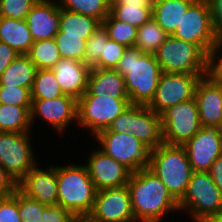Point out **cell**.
I'll list each match as a JSON object with an SVG mask.
<instances>
[{"instance_id": "obj_40", "label": "cell", "mask_w": 222, "mask_h": 222, "mask_svg": "<svg viewBox=\"0 0 222 222\" xmlns=\"http://www.w3.org/2000/svg\"><path fill=\"white\" fill-rule=\"evenodd\" d=\"M0 222H22L19 214V189L7 197L0 198Z\"/></svg>"}, {"instance_id": "obj_25", "label": "cell", "mask_w": 222, "mask_h": 222, "mask_svg": "<svg viewBox=\"0 0 222 222\" xmlns=\"http://www.w3.org/2000/svg\"><path fill=\"white\" fill-rule=\"evenodd\" d=\"M37 67L27 55H18L0 75V86L32 89Z\"/></svg>"}, {"instance_id": "obj_13", "label": "cell", "mask_w": 222, "mask_h": 222, "mask_svg": "<svg viewBox=\"0 0 222 222\" xmlns=\"http://www.w3.org/2000/svg\"><path fill=\"white\" fill-rule=\"evenodd\" d=\"M91 222H135L127 185L97 191Z\"/></svg>"}, {"instance_id": "obj_41", "label": "cell", "mask_w": 222, "mask_h": 222, "mask_svg": "<svg viewBox=\"0 0 222 222\" xmlns=\"http://www.w3.org/2000/svg\"><path fill=\"white\" fill-rule=\"evenodd\" d=\"M74 215L61 205H48L38 222H70Z\"/></svg>"}, {"instance_id": "obj_17", "label": "cell", "mask_w": 222, "mask_h": 222, "mask_svg": "<svg viewBox=\"0 0 222 222\" xmlns=\"http://www.w3.org/2000/svg\"><path fill=\"white\" fill-rule=\"evenodd\" d=\"M41 162L33 167L17 184V188L26 196L45 205H58V184L56 165L42 168ZM40 167V168H39Z\"/></svg>"}, {"instance_id": "obj_29", "label": "cell", "mask_w": 222, "mask_h": 222, "mask_svg": "<svg viewBox=\"0 0 222 222\" xmlns=\"http://www.w3.org/2000/svg\"><path fill=\"white\" fill-rule=\"evenodd\" d=\"M27 56L37 69H52L61 59L54 38L34 41Z\"/></svg>"}, {"instance_id": "obj_8", "label": "cell", "mask_w": 222, "mask_h": 222, "mask_svg": "<svg viewBox=\"0 0 222 222\" xmlns=\"http://www.w3.org/2000/svg\"><path fill=\"white\" fill-rule=\"evenodd\" d=\"M172 36L197 44L207 55L218 47L208 0H196L183 14V18Z\"/></svg>"}, {"instance_id": "obj_34", "label": "cell", "mask_w": 222, "mask_h": 222, "mask_svg": "<svg viewBox=\"0 0 222 222\" xmlns=\"http://www.w3.org/2000/svg\"><path fill=\"white\" fill-rule=\"evenodd\" d=\"M109 14L118 21H124L139 28L152 18V8L133 6H110Z\"/></svg>"}, {"instance_id": "obj_16", "label": "cell", "mask_w": 222, "mask_h": 222, "mask_svg": "<svg viewBox=\"0 0 222 222\" xmlns=\"http://www.w3.org/2000/svg\"><path fill=\"white\" fill-rule=\"evenodd\" d=\"M183 147L194 172H209L222 155V132L219 128L202 127Z\"/></svg>"}, {"instance_id": "obj_15", "label": "cell", "mask_w": 222, "mask_h": 222, "mask_svg": "<svg viewBox=\"0 0 222 222\" xmlns=\"http://www.w3.org/2000/svg\"><path fill=\"white\" fill-rule=\"evenodd\" d=\"M84 165L97 191L127 185L132 172L99 148L91 150Z\"/></svg>"}, {"instance_id": "obj_10", "label": "cell", "mask_w": 222, "mask_h": 222, "mask_svg": "<svg viewBox=\"0 0 222 222\" xmlns=\"http://www.w3.org/2000/svg\"><path fill=\"white\" fill-rule=\"evenodd\" d=\"M31 132H0V163L18 184L38 164Z\"/></svg>"}, {"instance_id": "obj_28", "label": "cell", "mask_w": 222, "mask_h": 222, "mask_svg": "<svg viewBox=\"0 0 222 222\" xmlns=\"http://www.w3.org/2000/svg\"><path fill=\"white\" fill-rule=\"evenodd\" d=\"M167 37L168 34L152 17L137 29V38L134 47L143 53L155 54Z\"/></svg>"}, {"instance_id": "obj_35", "label": "cell", "mask_w": 222, "mask_h": 222, "mask_svg": "<svg viewBox=\"0 0 222 222\" xmlns=\"http://www.w3.org/2000/svg\"><path fill=\"white\" fill-rule=\"evenodd\" d=\"M108 39L107 30L102 24H100L87 39L83 62L90 68H92L100 59L101 53H103L104 43H106Z\"/></svg>"}, {"instance_id": "obj_26", "label": "cell", "mask_w": 222, "mask_h": 222, "mask_svg": "<svg viewBox=\"0 0 222 222\" xmlns=\"http://www.w3.org/2000/svg\"><path fill=\"white\" fill-rule=\"evenodd\" d=\"M31 107L0 104V132H31Z\"/></svg>"}, {"instance_id": "obj_32", "label": "cell", "mask_w": 222, "mask_h": 222, "mask_svg": "<svg viewBox=\"0 0 222 222\" xmlns=\"http://www.w3.org/2000/svg\"><path fill=\"white\" fill-rule=\"evenodd\" d=\"M101 24L107 30L109 39L125 47H134L138 28L124 21L115 20L110 14Z\"/></svg>"}, {"instance_id": "obj_9", "label": "cell", "mask_w": 222, "mask_h": 222, "mask_svg": "<svg viewBox=\"0 0 222 222\" xmlns=\"http://www.w3.org/2000/svg\"><path fill=\"white\" fill-rule=\"evenodd\" d=\"M98 148L124 165L132 173L147 168L150 149L132 134L111 132L104 129L93 137Z\"/></svg>"}, {"instance_id": "obj_37", "label": "cell", "mask_w": 222, "mask_h": 222, "mask_svg": "<svg viewBox=\"0 0 222 222\" xmlns=\"http://www.w3.org/2000/svg\"><path fill=\"white\" fill-rule=\"evenodd\" d=\"M126 48L127 47L124 45L108 39L107 42L104 43L103 53H101L100 59L93 67L102 69H116Z\"/></svg>"}, {"instance_id": "obj_51", "label": "cell", "mask_w": 222, "mask_h": 222, "mask_svg": "<svg viewBox=\"0 0 222 222\" xmlns=\"http://www.w3.org/2000/svg\"><path fill=\"white\" fill-rule=\"evenodd\" d=\"M218 48L222 51V33L218 36Z\"/></svg>"}, {"instance_id": "obj_49", "label": "cell", "mask_w": 222, "mask_h": 222, "mask_svg": "<svg viewBox=\"0 0 222 222\" xmlns=\"http://www.w3.org/2000/svg\"><path fill=\"white\" fill-rule=\"evenodd\" d=\"M70 222H91L88 216H74Z\"/></svg>"}, {"instance_id": "obj_48", "label": "cell", "mask_w": 222, "mask_h": 222, "mask_svg": "<svg viewBox=\"0 0 222 222\" xmlns=\"http://www.w3.org/2000/svg\"><path fill=\"white\" fill-rule=\"evenodd\" d=\"M155 0H117L110 6H133V7H146L152 8Z\"/></svg>"}, {"instance_id": "obj_36", "label": "cell", "mask_w": 222, "mask_h": 222, "mask_svg": "<svg viewBox=\"0 0 222 222\" xmlns=\"http://www.w3.org/2000/svg\"><path fill=\"white\" fill-rule=\"evenodd\" d=\"M38 0H0V17L25 20Z\"/></svg>"}, {"instance_id": "obj_5", "label": "cell", "mask_w": 222, "mask_h": 222, "mask_svg": "<svg viewBox=\"0 0 222 222\" xmlns=\"http://www.w3.org/2000/svg\"><path fill=\"white\" fill-rule=\"evenodd\" d=\"M178 206L179 212L190 217L191 222H204L222 214V193L209 172H192L186 193Z\"/></svg>"}, {"instance_id": "obj_21", "label": "cell", "mask_w": 222, "mask_h": 222, "mask_svg": "<svg viewBox=\"0 0 222 222\" xmlns=\"http://www.w3.org/2000/svg\"><path fill=\"white\" fill-rule=\"evenodd\" d=\"M90 67L84 62L61 58L52 68L64 95L79 100L87 91Z\"/></svg>"}, {"instance_id": "obj_1", "label": "cell", "mask_w": 222, "mask_h": 222, "mask_svg": "<svg viewBox=\"0 0 222 222\" xmlns=\"http://www.w3.org/2000/svg\"><path fill=\"white\" fill-rule=\"evenodd\" d=\"M127 186L135 222H161L169 213L179 212L178 202L148 168L133 172Z\"/></svg>"}, {"instance_id": "obj_7", "label": "cell", "mask_w": 222, "mask_h": 222, "mask_svg": "<svg viewBox=\"0 0 222 222\" xmlns=\"http://www.w3.org/2000/svg\"><path fill=\"white\" fill-rule=\"evenodd\" d=\"M129 98H113L103 95H83L78 100L77 126L87 129L91 138L100 131L107 129L110 124L129 106Z\"/></svg>"}, {"instance_id": "obj_42", "label": "cell", "mask_w": 222, "mask_h": 222, "mask_svg": "<svg viewBox=\"0 0 222 222\" xmlns=\"http://www.w3.org/2000/svg\"><path fill=\"white\" fill-rule=\"evenodd\" d=\"M207 75L222 85V51L218 47L208 55Z\"/></svg>"}, {"instance_id": "obj_23", "label": "cell", "mask_w": 222, "mask_h": 222, "mask_svg": "<svg viewBox=\"0 0 222 222\" xmlns=\"http://www.w3.org/2000/svg\"><path fill=\"white\" fill-rule=\"evenodd\" d=\"M196 0H155L152 17L168 34L172 35L180 24L183 14Z\"/></svg>"}, {"instance_id": "obj_14", "label": "cell", "mask_w": 222, "mask_h": 222, "mask_svg": "<svg viewBox=\"0 0 222 222\" xmlns=\"http://www.w3.org/2000/svg\"><path fill=\"white\" fill-rule=\"evenodd\" d=\"M78 100L69 95H62L53 99H32L31 124H35L38 117L52 127L59 135L65 134L71 123L77 124ZM70 124V125H69Z\"/></svg>"}, {"instance_id": "obj_18", "label": "cell", "mask_w": 222, "mask_h": 222, "mask_svg": "<svg viewBox=\"0 0 222 222\" xmlns=\"http://www.w3.org/2000/svg\"><path fill=\"white\" fill-rule=\"evenodd\" d=\"M194 98L201 126L219 128L222 121V85L205 75L197 84Z\"/></svg>"}, {"instance_id": "obj_39", "label": "cell", "mask_w": 222, "mask_h": 222, "mask_svg": "<svg viewBox=\"0 0 222 222\" xmlns=\"http://www.w3.org/2000/svg\"><path fill=\"white\" fill-rule=\"evenodd\" d=\"M46 206L19 190V214L22 222H38Z\"/></svg>"}, {"instance_id": "obj_50", "label": "cell", "mask_w": 222, "mask_h": 222, "mask_svg": "<svg viewBox=\"0 0 222 222\" xmlns=\"http://www.w3.org/2000/svg\"><path fill=\"white\" fill-rule=\"evenodd\" d=\"M204 222H222V214L206 219Z\"/></svg>"}, {"instance_id": "obj_38", "label": "cell", "mask_w": 222, "mask_h": 222, "mask_svg": "<svg viewBox=\"0 0 222 222\" xmlns=\"http://www.w3.org/2000/svg\"><path fill=\"white\" fill-rule=\"evenodd\" d=\"M0 104L32 106L31 90L20 86H0Z\"/></svg>"}, {"instance_id": "obj_53", "label": "cell", "mask_w": 222, "mask_h": 222, "mask_svg": "<svg viewBox=\"0 0 222 222\" xmlns=\"http://www.w3.org/2000/svg\"><path fill=\"white\" fill-rule=\"evenodd\" d=\"M219 129H220V130H221V132H222V121H221V125H220Z\"/></svg>"}, {"instance_id": "obj_6", "label": "cell", "mask_w": 222, "mask_h": 222, "mask_svg": "<svg viewBox=\"0 0 222 222\" xmlns=\"http://www.w3.org/2000/svg\"><path fill=\"white\" fill-rule=\"evenodd\" d=\"M162 72L207 74L208 55L197 45L168 35L155 53Z\"/></svg>"}, {"instance_id": "obj_2", "label": "cell", "mask_w": 222, "mask_h": 222, "mask_svg": "<svg viewBox=\"0 0 222 222\" xmlns=\"http://www.w3.org/2000/svg\"><path fill=\"white\" fill-rule=\"evenodd\" d=\"M116 70L124 77L130 103L148 105L163 73L155 54L127 47Z\"/></svg>"}, {"instance_id": "obj_52", "label": "cell", "mask_w": 222, "mask_h": 222, "mask_svg": "<svg viewBox=\"0 0 222 222\" xmlns=\"http://www.w3.org/2000/svg\"><path fill=\"white\" fill-rule=\"evenodd\" d=\"M109 5H112L115 3L117 0H105Z\"/></svg>"}, {"instance_id": "obj_24", "label": "cell", "mask_w": 222, "mask_h": 222, "mask_svg": "<svg viewBox=\"0 0 222 222\" xmlns=\"http://www.w3.org/2000/svg\"><path fill=\"white\" fill-rule=\"evenodd\" d=\"M0 41L19 55H27L34 40L26 20L0 17Z\"/></svg>"}, {"instance_id": "obj_30", "label": "cell", "mask_w": 222, "mask_h": 222, "mask_svg": "<svg viewBox=\"0 0 222 222\" xmlns=\"http://www.w3.org/2000/svg\"><path fill=\"white\" fill-rule=\"evenodd\" d=\"M59 7L90 16L100 23L109 15L110 5L105 0H57Z\"/></svg>"}, {"instance_id": "obj_33", "label": "cell", "mask_w": 222, "mask_h": 222, "mask_svg": "<svg viewBox=\"0 0 222 222\" xmlns=\"http://www.w3.org/2000/svg\"><path fill=\"white\" fill-rule=\"evenodd\" d=\"M61 58L73 59L83 62L86 42L84 36L65 35L57 33L54 37Z\"/></svg>"}, {"instance_id": "obj_44", "label": "cell", "mask_w": 222, "mask_h": 222, "mask_svg": "<svg viewBox=\"0 0 222 222\" xmlns=\"http://www.w3.org/2000/svg\"><path fill=\"white\" fill-rule=\"evenodd\" d=\"M214 30L219 36L222 33V0H208Z\"/></svg>"}, {"instance_id": "obj_4", "label": "cell", "mask_w": 222, "mask_h": 222, "mask_svg": "<svg viewBox=\"0 0 222 222\" xmlns=\"http://www.w3.org/2000/svg\"><path fill=\"white\" fill-rule=\"evenodd\" d=\"M147 168L163 182L177 202L183 198L193 172L183 146L162 143L150 150Z\"/></svg>"}, {"instance_id": "obj_20", "label": "cell", "mask_w": 222, "mask_h": 222, "mask_svg": "<svg viewBox=\"0 0 222 222\" xmlns=\"http://www.w3.org/2000/svg\"><path fill=\"white\" fill-rule=\"evenodd\" d=\"M131 134L150 150L164 143L162 118L147 105L132 104Z\"/></svg>"}, {"instance_id": "obj_19", "label": "cell", "mask_w": 222, "mask_h": 222, "mask_svg": "<svg viewBox=\"0 0 222 222\" xmlns=\"http://www.w3.org/2000/svg\"><path fill=\"white\" fill-rule=\"evenodd\" d=\"M34 41L52 39L59 32L60 7L57 0H38L26 16Z\"/></svg>"}, {"instance_id": "obj_47", "label": "cell", "mask_w": 222, "mask_h": 222, "mask_svg": "<svg viewBox=\"0 0 222 222\" xmlns=\"http://www.w3.org/2000/svg\"><path fill=\"white\" fill-rule=\"evenodd\" d=\"M209 174L222 193V155L213 162Z\"/></svg>"}, {"instance_id": "obj_46", "label": "cell", "mask_w": 222, "mask_h": 222, "mask_svg": "<svg viewBox=\"0 0 222 222\" xmlns=\"http://www.w3.org/2000/svg\"><path fill=\"white\" fill-rule=\"evenodd\" d=\"M18 55L9 45L0 41V75Z\"/></svg>"}, {"instance_id": "obj_27", "label": "cell", "mask_w": 222, "mask_h": 222, "mask_svg": "<svg viewBox=\"0 0 222 222\" xmlns=\"http://www.w3.org/2000/svg\"><path fill=\"white\" fill-rule=\"evenodd\" d=\"M101 23L90 16L60 8L59 32L88 39Z\"/></svg>"}, {"instance_id": "obj_31", "label": "cell", "mask_w": 222, "mask_h": 222, "mask_svg": "<svg viewBox=\"0 0 222 222\" xmlns=\"http://www.w3.org/2000/svg\"><path fill=\"white\" fill-rule=\"evenodd\" d=\"M64 95L52 69H37L31 89L32 99H53Z\"/></svg>"}, {"instance_id": "obj_43", "label": "cell", "mask_w": 222, "mask_h": 222, "mask_svg": "<svg viewBox=\"0 0 222 222\" xmlns=\"http://www.w3.org/2000/svg\"><path fill=\"white\" fill-rule=\"evenodd\" d=\"M132 104L107 128L111 132L131 134Z\"/></svg>"}, {"instance_id": "obj_12", "label": "cell", "mask_w": 222, "mask_h": 222, "mask_svg": "<svg viewBox=\"0 0 222 222\" xmlns=\"http://www.w3.org/2000/svg\"><path fill=\"white\" fill-rule=\"evenodd\" d=\"M205 75L163 72L155 95L147 106L161 115L169 107L193 99L197 84Z\"/></svg>"}, {"instance_id": "obj_45", "label": "cell", "mask_w": 222, "mask_h": 222, "mask_svg": "<svg viewBox=\"0 0 222 222\" xmlns=\"http://www.w3.org/2000/svg\"><path fill=\"white\" fill-rule=\"evenodd\" d=\"M17 189V184L7 174L0 163V198L12 195Z\"/></svg>"}, {"instance_id": "obj_3", "label": "cell", "mask_w": 222, "mask_h": 222, "mask_svg": "<svg viewBox=\"0 0 222 222\" xmlns=\"http://www.w3.org/2000/svg\"><path fill=\"white\" fill-rule=\"evenodd\" d=\"M58 184V205L74 216H88L92 211L97 189L86 166L77 164H56Z\"/></svg>"}, {"instance_id": "obj_11", "label": "cell", "mask_w": 222, "mask_h": 222, "mask_svg": "<svg viewBox=\"0 0 222 222\" xmlns=\"http://www.w3.org/2000/svg\"><path fill=\"white\" fill-rule=\"evenodd\" d=\"M163 141L183 146L202 128L195 98L179 102L161 114Z\"/></svg>"}, {"instance_id": "obj_22", "label": "cell", "mask_w": 222, "mask_h": 222, "mask_svg": "<svg viewBox=\"0 0 222 222\" xmlns=\"http://www.w3.org/2000/svg\"><path fill=\"white\" fill-rule=\"evenodd\" d=\"M107 94L113 98H129L124 77L116 69L92 67L88 75L87 91L83 95Z\"/></svg>"}]
</instances>
